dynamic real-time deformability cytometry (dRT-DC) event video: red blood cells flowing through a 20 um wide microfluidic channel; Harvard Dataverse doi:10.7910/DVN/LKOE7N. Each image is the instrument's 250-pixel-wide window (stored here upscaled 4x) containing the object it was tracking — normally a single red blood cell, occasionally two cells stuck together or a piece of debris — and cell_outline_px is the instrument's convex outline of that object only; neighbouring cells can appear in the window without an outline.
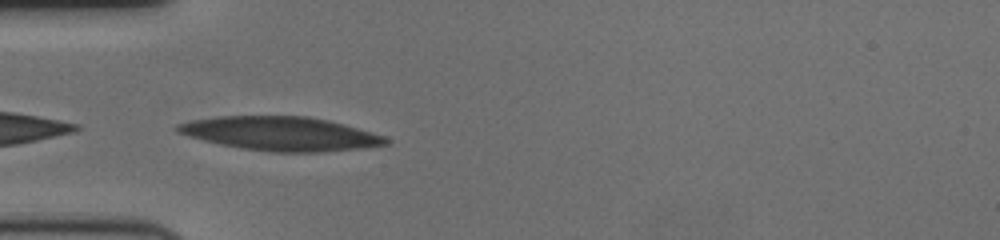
{"species": "human", "species_latin": "Homo sapiens", "temperature_condition": "cold", "stored_images_in_passage": 42, "camera_frame_rate_fps": 3000, "um_per_image_px": 0.085, "donor": {"sex": "female"}, "frame": {"image": 1, "passage_image": 1, "time_ms": 0.0, "image_size_px": [1000, 240], "cell_outline_px": [[392, 140], [388, 144], [364, 148], [320, 152], [268, 152], [240, 148], [220, 144], [188, 136], [176, 132], [172, 128], [176, 124], [188, 120], [216, 116], [308, 116], [328, 120], [384, 136]], "centroid_in_image_um": [23.79, 11.36], "position_along_channel_um": 61.2, "area_um2": 41.38}}
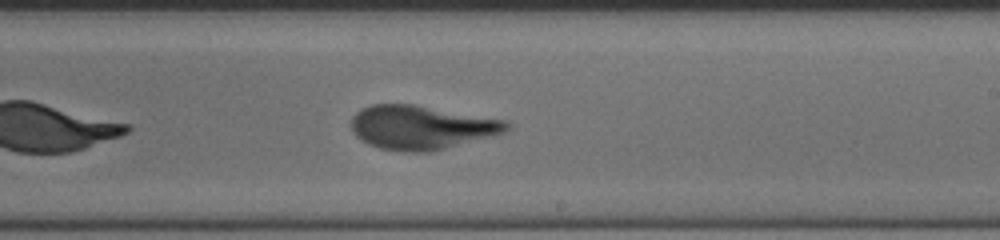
{"frame": {"image": 2, "passage_image": 18, "time_ms": 5.667, "image_size_px": [1000, 240], "cell_outline_px": [[512, 124], [504, 132], [492, 136], [428, 152], [404, 152], [380, 148], [368, 144], [360, 140], [356, 136], [352, 128], [352, 116], [360, 108], [372, 104], [416, 104], [508, 120]], "centroid_in_image_um": [35.81, 10.81], "position_along_channel_um": 253.2, "area_um2": 39.94}}
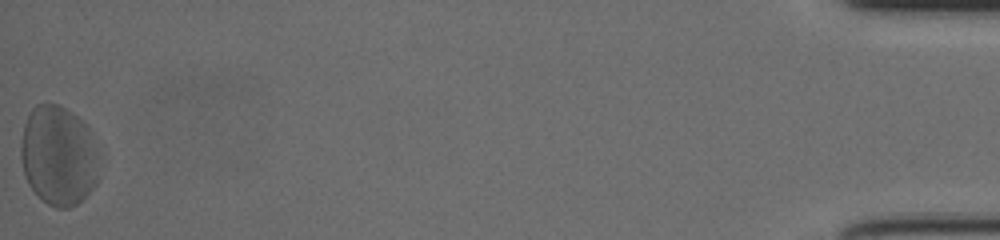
{"frame": {"image": 3, "passage_image": 42, "time_ms": 13.667, "image_size_px": [1000, 240], "cell_outline_px": [[104, 152], [96, 184], [76, 204], [68, 208], [56, 208], [48, 204], [28, 184], [24, 176], [20, 156], [20, 144], [24, 124], [32, 108], [36, 104], [60, 104], [84, 120], [88, 124]], "centroid_in_image_um": [5.05, 13.18], "position_along_channel_um": 430.1, "area_um2": 47.05}, "authors_computed_cell_mechanics": {"area_um2": 40.6623, "velocity_mm_per_s": 3.4505, "shape_relaxation_time_tau1_ms": 4.523, "shape_relaxation_time_tau2_ms": 1.3526, "deformation_change_tau1": 0.1963, "deformation_change_tau2": 0.0887}}